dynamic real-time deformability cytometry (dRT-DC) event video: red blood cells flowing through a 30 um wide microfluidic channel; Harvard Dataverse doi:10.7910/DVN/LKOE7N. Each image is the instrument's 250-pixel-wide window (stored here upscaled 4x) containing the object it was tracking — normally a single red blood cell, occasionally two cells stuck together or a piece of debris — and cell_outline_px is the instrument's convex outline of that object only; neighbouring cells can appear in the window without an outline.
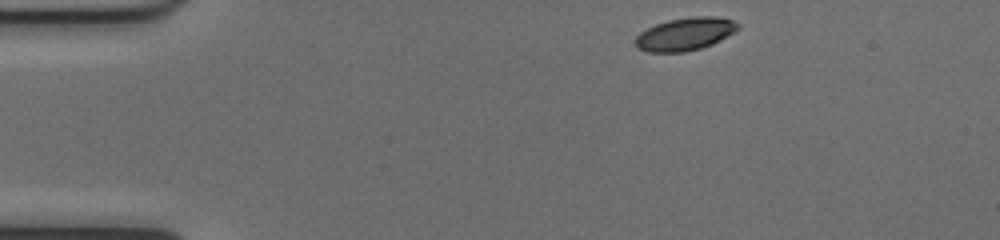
{"species": "common noctule bat (a hibernating species)", "species_latin": "Nyctalus noctula", "temperature_condition": "cold", "stored_images_in_passage": 44, "camera_frame_rate_fps": 3000, "um_per_image_px": 0.085, "animal": {"sex": "female", "body_mass_g": 17.0, "forearm_length_mm": 48.0}, "frame": {"image": 1, "passage_image": 1, "time_ms": 0.0, "image_size_px": [1000, 240], "cell_outline_px": [[740, 28], [720, 40], [712, 44], [700, 48], [684, 52], [648, 52], [640, 48], [632, 40], [640, 32], [656, 24], [668, 20], [692, 16], [720, 16], [732, 20], [740, 24]], "centroid_in_image_um": [58.24, 2.88], "position_along_channel_um": 26.8, "area_um2": 19.65}}
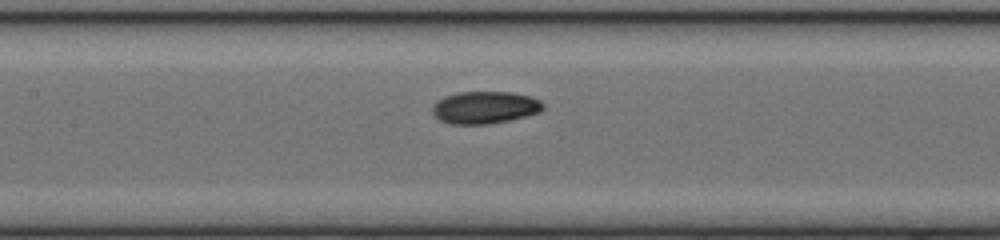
{"frame": {"image": 2, "passage_image": 17, "time_ms": 5.333, "image_size_px": [1000, 240], "cell_outline_px": [[544, 108], [540, 112], [508, 120], [488, 124], [448, 124], [440, 120], [432, 112], [432, 104], [436, 100], [444, 96], [456, 92], [512, 92], [532, 96], [540, 100], [544, 104]], "centroid_in_image_um": [41.19, 9.12], "position_along_channel_um": 166.2, "area_um2": 21.04}}
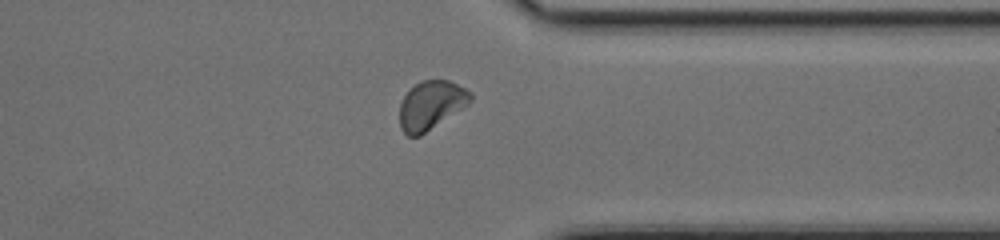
{"frame": {"image": 3, "passage_image": 33, "time_ms": 10.667, "image_size_px": [1000, 240], "cell_outline_px": [[472, 100], [464, 108], [420, 136], [408, 136], [400, 128], [400, 104], [404, 96], [420, 80], [448, 80], [472, 92]], "centroid_in_image_um": [36.65, 8.95], "position_along_channel_um": 374.7, "area_um2": 20.06}, "authors_computed_cell_mechanics": {"area_um2": 20.2011, "velocity_mm_per_s": 3.9726, "shape_relaxation_time_tau1_ms": 3.3083, "shape_relaxation_time_tau2_ms": 2.2266, "deformation_change_tau1": 0.109, "deformation_change_tau2": 0.0498}}